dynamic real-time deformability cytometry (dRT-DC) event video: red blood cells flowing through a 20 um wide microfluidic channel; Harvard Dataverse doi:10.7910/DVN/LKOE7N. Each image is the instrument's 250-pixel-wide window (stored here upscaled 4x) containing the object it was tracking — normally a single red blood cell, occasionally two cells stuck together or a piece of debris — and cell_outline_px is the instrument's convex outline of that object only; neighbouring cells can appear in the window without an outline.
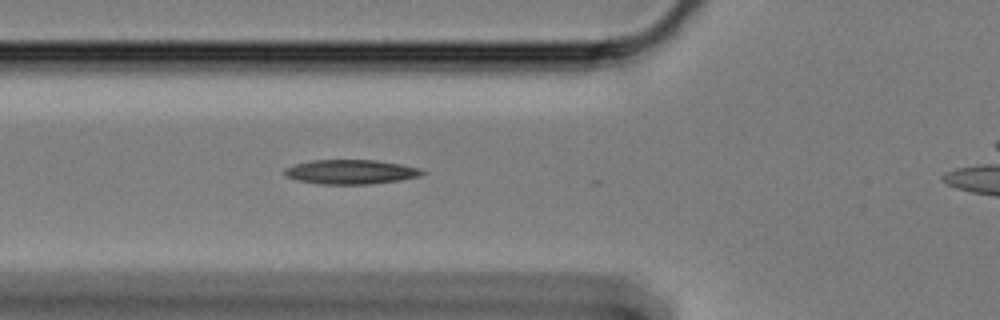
{"species": "Egyptian fruit bat (a non-hibernating species)", "species_latin": "Rousettus aegyptiacus", "temperature_condition": "cold", "stored_images_in_passage": 18, "camera_frame_rate_fps": 3000, "um_per_image_px": 0.085, "animal": {"sex": "female"}, "frame": {"image": 1, "passage_image": 15, "time_ms": 4.667, "image_size_px": [1000, 320], "cell_outline_px": [[428, 172], [420, 176], [400, 180], [368, 184], [320, 184], [296, 180], [284, 176], [284, 168], [296, 164], [312, 160], [376, 160], [400, 164], [420, 168]], "centroid_in_image_um": [29.82, 14.61], "position_along_channel_um": 96.0, "area_um2": 19.65}}